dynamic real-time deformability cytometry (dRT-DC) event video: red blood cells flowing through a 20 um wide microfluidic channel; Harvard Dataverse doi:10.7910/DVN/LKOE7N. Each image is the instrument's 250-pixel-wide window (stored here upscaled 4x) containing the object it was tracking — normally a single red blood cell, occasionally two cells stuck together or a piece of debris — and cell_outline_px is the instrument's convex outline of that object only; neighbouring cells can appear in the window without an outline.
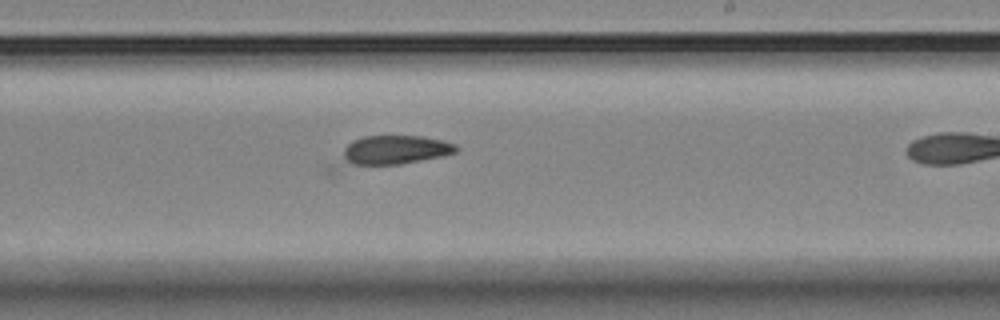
{"species": "Egyptian fruit bat (a non-hibernating species)", "species_latin": "Rousettus aegyptiacus", "temperature_condition": "room temperature", "stored_images_in_passage": 35, "camera_frame_rate_fps": 3000, "um_per_image_px": 0.085, "animal": {"sex": "female"}, "frame": {"image": 1, "passage_image": 27, "time_ms": 8.667, "image_size_px": [1000, 320], "cell_outline_px": [[460, 148], [456, 152], [444, 156], [400, 164], [352, 164], [344, 160], [344, 148], [352, 140], [364, 136], [424, 136], [444, 140], [456, 144]], "centroid_in_image_um": [33.67, 12.71], "position_along_channel_um": 255.3, "area_um2": 19.07}}
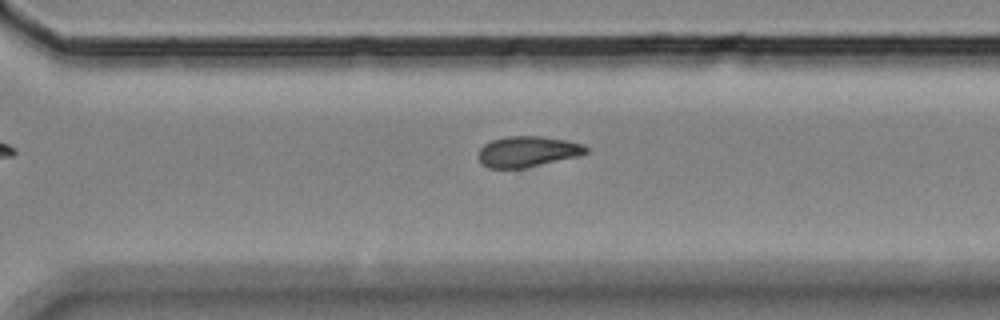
{"frame": {"image": 2, "passage_image": 33, "time_ms": 10.667, "image_size_px": [1000, 320], "cell_outline_px": [[588, 152], [580, 156], [524, 168], [488, 168], [480, 164], [480, 148], [484, 144], [492, 140], [504, 136], [540, 136], [564, 140], [584, 144], [588, 148]], "centroid_in_image_um": [44.85, 12.88], "position_along_channel_um": 325.7, "area_um2": 19.31}}